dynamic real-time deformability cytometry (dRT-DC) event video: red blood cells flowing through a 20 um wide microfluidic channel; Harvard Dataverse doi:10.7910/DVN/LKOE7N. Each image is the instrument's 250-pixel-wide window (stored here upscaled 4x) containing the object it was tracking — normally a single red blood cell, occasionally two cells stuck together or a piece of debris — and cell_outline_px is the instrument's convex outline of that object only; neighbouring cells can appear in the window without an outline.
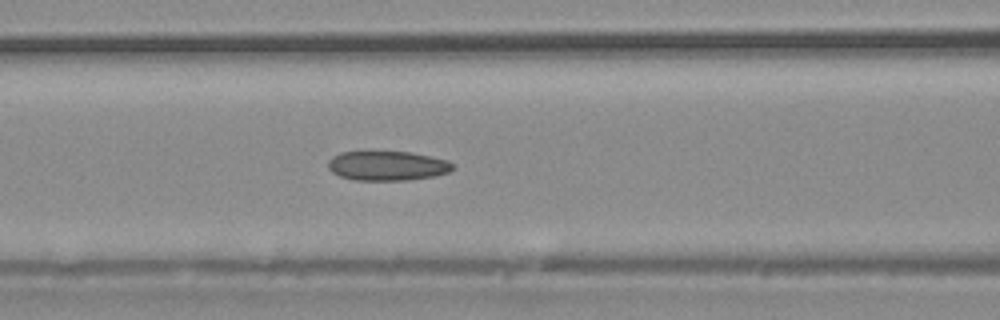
{"species": "common noctule bat (a hibernating species)", "species_latin": "Nyctalus noctula", "temperature_condition": "warm", "stored_images_in_passage": 37, "camera_frame_rate_fps": 3000, "um_per_image_px": 0.085, "animal": {"sex": "male", "body_mass_g": 20.4}, "frame": {"image": 1, "passage_image": 14, "time_ms": 4.333, "image_size_px": [1000, 320], "cell_outline_px": [[456, 168], [452, 172], [436, 176], [408, 180], [352, 180], [340, 176], [332, 172], [328, 168], [328, 160], [332, 156], [340, 152], [412, 152], [448, 160], [456, 164]], "centroid_in_image_um": [32.98, 14.1], "position_along_channel_um": 133.6, "area_um2": 21.79}}
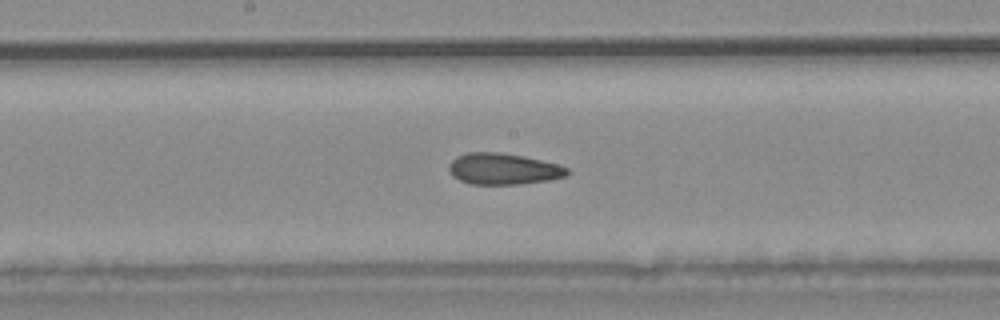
{"frame": {"image": 2, "passage_image": 18, "time_ms": 5.667, "image_size_px": [1000, 320], "cell_outline_px": [[568, 176], [548, 180], [520, 184], [472, 184], [460, 180], [452, 176], [448, 172], [448, 164], [456, 156], [468, 152], [496, 152], [524, 156], [560, 164], [568, 168]], "centroid_in_image_um": [42.77, 14.35], "position_along_channel_um": 205.4, "area_um2": 21.73}}
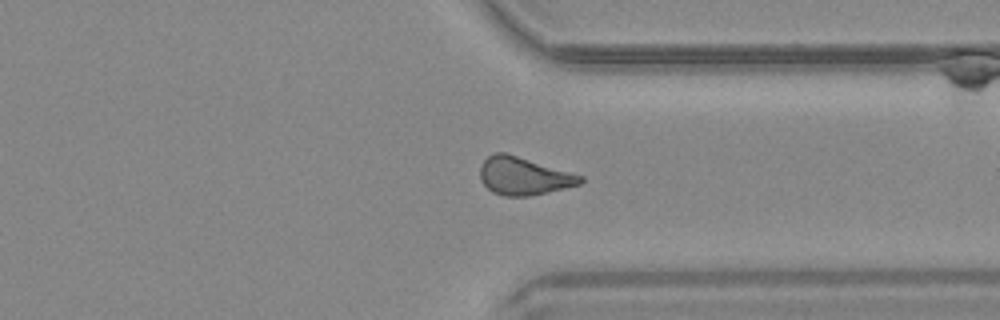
{"frame": {"image": 3, "passage_image": 27, "time_ms": 8.667, "image_size_px": [1000, 320], "cell_outline_px": [[584, 180], [580, 184], [564, 188], [528, 196], [504, 196], [492, 192], [480, 180], [480, 164], [488, 156], [496, 152], [504, 152], [584, 176]], "centroid_in_image_um": [44.49, 14.96], "position_along_channel_um": 366.9, "area_um2": 21.91}}